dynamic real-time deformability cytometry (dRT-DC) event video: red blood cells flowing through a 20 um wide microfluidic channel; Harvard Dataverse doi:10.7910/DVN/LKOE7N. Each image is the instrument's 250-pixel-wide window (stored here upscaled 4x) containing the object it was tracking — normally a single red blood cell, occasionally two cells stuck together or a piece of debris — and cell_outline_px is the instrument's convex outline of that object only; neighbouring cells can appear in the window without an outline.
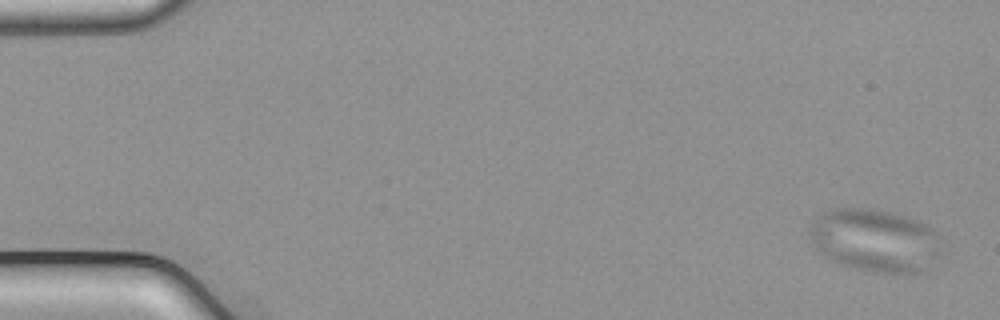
{"species": "common noctule bat (a hibernating species)", "species_latin": "Nyctalus noctula", "temperature_condition": "cold", "stored_images_in_passage": 54, "camera_frame_rate_fps": 3000, "um_per_image_px": 0.085, "animal": {"sex": "male", "body_mass_g": 21.5, "forearm_length_mm": 52.0}, "frame": {"image": 1, "passage_image": 1, "time_ms": 0.0, "image_size_px": [1000, 320], "cell_outline_px": [[936, 232], [924, 272], [876, 272], [856, 268], [840, 264], [832, 260], [820, 252], [816, 248], [808, 236], [808, 228], [824, 212], [832, 208], [868, 208], [892, 212], [916, 220], [924, 224]], "centroid_in_image_um": [74.18, 20.39], "position_along_channel_um": 10.8, "area_um2": 46.36}}
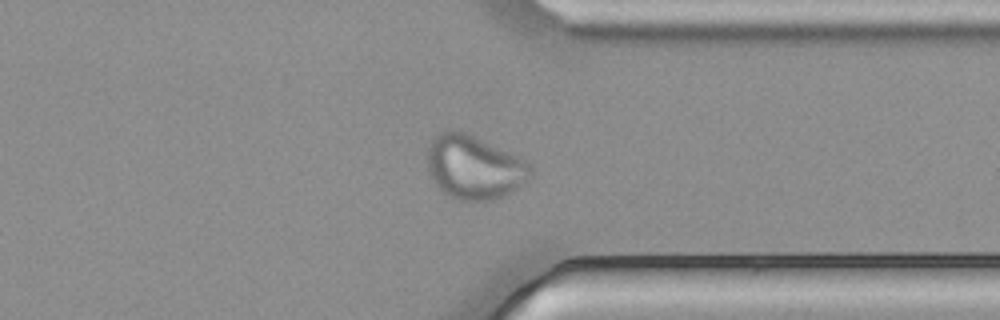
{"frame": {"image": 2, "passage_image": 42, "time_ms": 13.667, "image_size_px": [1000, 320], "cell_outline_px": [[532, 176], [528, 180], [512, 192], [496, 200], [460, 200], [448, 196], [432, 180], [428, 172], [428, 148], [432, 140], [444, 128], [452, 128], [464, 132], [520, 156], [532, 164]], "centroid_in_image_um": [40.33, 14.21], "position_along_channel_um": 371.1, "area_um2": 38.73}}
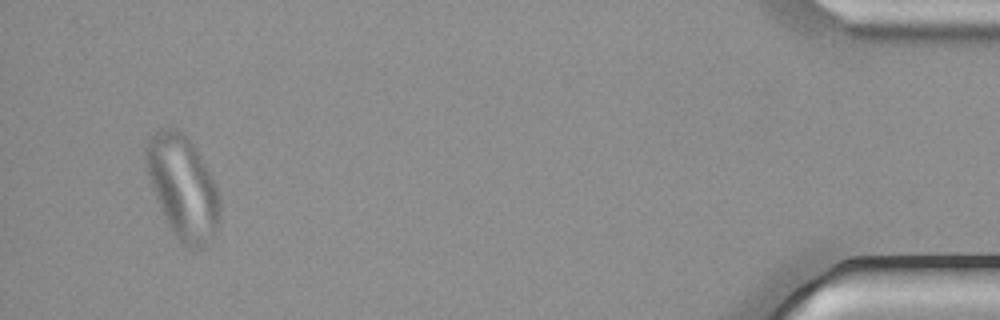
{"frame": {"image": 3, "passage_image": 52, "time_ms": 17.0, "image_size_px": [1000, 320], "cell_outline_px": [[220, 208], [216, 228], [212, 236], [200, 248], [188, 248], [172, 232], [156, 200], [148, 176], [144, 160], [144, 148], [148, 140], [160, 128], [168, 124], [176, 128], [192, 144], [208, 172], [216, 188], [220, 200]], "centroid_in_image_um": [15.48, 15.87], "position_along_channel_um": 419.7, "area_um2": 43.58}}